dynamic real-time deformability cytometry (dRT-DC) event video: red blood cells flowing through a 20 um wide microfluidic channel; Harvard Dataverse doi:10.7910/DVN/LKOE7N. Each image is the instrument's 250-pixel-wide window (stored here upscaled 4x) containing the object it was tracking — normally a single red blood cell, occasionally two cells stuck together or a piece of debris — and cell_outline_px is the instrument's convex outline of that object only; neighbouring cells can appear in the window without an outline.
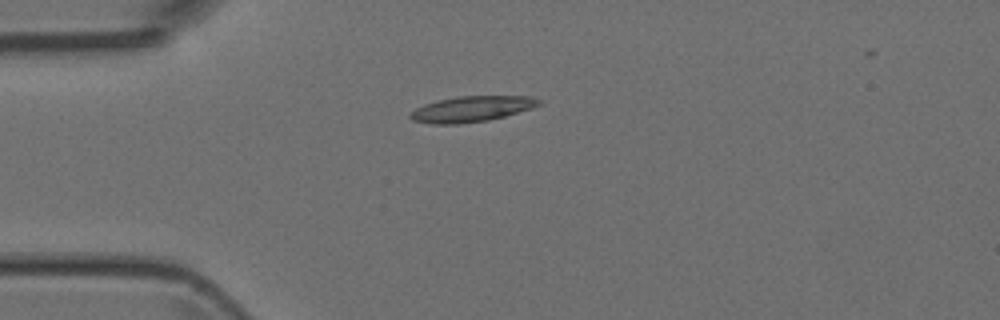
{"species": "Egyptian fruit bat (a non-hibernating species)", "species_latin": "Rousettus aegyptiacus", "temperature_condition": "room temperature", "stored_images_in_passage": 3, "camera_frame_rate_fps": 3000, "um_per_image_px": 0.085, "animal": {"sex": "female"}, "frame": {"image": 1, "passage_image": 2, "time_ms": 1.333, "image_size_px": [1000, 320], "cell_outline_px": [[544, 100], [540, 104], [532, 108], [504, 116], [488, 120], [456, 124], [432, 124], [412, 120], [408, 116], [416, 108], [424, 104], [440, 100], [460, 96], [532, 96]], "centroid_in_image_um": [40.12, 9.26], "position_along_channel_um": 44.9, "area_um2": 19.13}}